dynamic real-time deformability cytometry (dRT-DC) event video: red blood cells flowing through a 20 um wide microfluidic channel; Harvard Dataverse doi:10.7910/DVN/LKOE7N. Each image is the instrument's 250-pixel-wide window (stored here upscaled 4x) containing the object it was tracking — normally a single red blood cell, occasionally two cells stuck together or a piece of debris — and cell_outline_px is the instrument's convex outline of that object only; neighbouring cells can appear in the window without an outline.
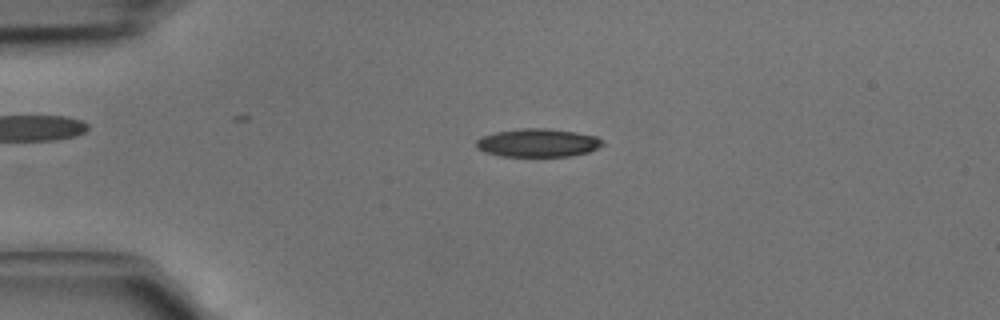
{"species": "common noctule bat (a hibernating species)", "species_latin": "Nyctalus noctula", "temperature_condition": "cold", "stored_images_in_passage": 35, "camera_frame_rate_fps": 3000, "um_per_image_px": 0.085, "animal": {"sex": "male", "body_mass_g": 15.6}, "frame": {"image": 1, "passage_image": 10, "time_ms": 3.0, "image_size_px": [1000, 320], "cell_outline_px": [[604, 144], [588, 152], [568, 156], [500, 156], [484, 152], [476, 148], [476, 140], [480, 136], [496, 132], [520, 128], [548, 128], [576, 132], [596, 136]], "centroid_in_image_um": [45.66, 12.13], "position_along_channel_um": 39.3, "area_um2": 20.81}}